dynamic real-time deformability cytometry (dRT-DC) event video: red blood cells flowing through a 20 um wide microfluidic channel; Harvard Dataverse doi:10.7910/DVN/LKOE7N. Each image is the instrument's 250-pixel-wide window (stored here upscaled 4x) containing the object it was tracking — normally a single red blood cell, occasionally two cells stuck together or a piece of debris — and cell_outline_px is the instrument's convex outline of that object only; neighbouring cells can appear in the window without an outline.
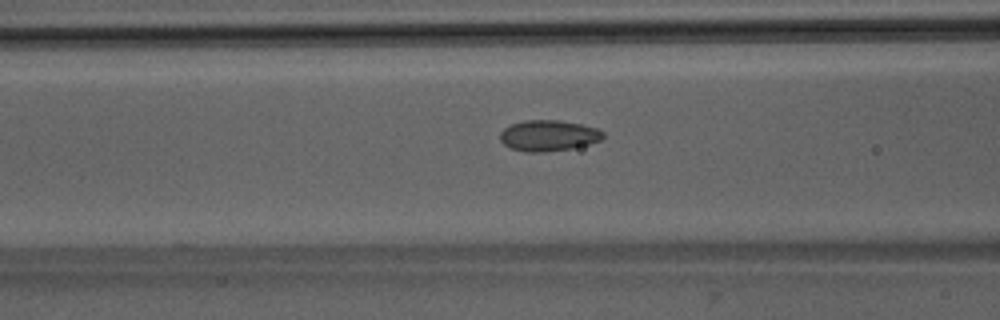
{"species": "Egyptian fruit bat (a non-hibernating species)", "species_latin": "Rousettus aegyptiacus", "temperature_condition": "room temperature", "stored_images_in_passage": 47, "camera_frame_rate_fps": 3000, "um_per_image_px": 0.085, "animal": {"sex": "male"}, "frame": {"image": 1, "passage_image": 16, "time_ms": 5.0, "image_size_px": [1000, 320], "cell_outline_px": [[604, 136], [600, 140], [588, 144], [572, 148], [544, 152], [524, 152], [508, 148], [500, 140], [500, 132], [504, 128], [512, 124], [524, 120], [560, 120], [580, 124], [596, 128], [604, 132]], "centroid_in_image_um": [46.58, 11.53], "position_along_channel_um": 120.0, "area_um2": 18.61}}
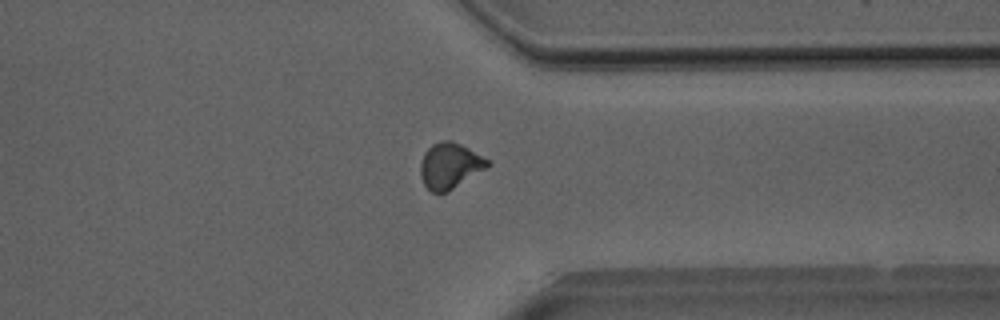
{"frame": {"image": 2, "passage_image": 35, "time_ms": 11.333, "image_size_px": [1000, 320], "cell_outline_px": [[492, 164], [448, 192], [432, 192], [424, 184], [420, 172], [420, 164], [424, 152], [432, 144], [444, 140], [452, 140], [468, 148], [488, 160]], "centroid_in_image_um": [38.22, 14.08], "position_along_channel_um": 373.2, "area_um2": 17.69}}
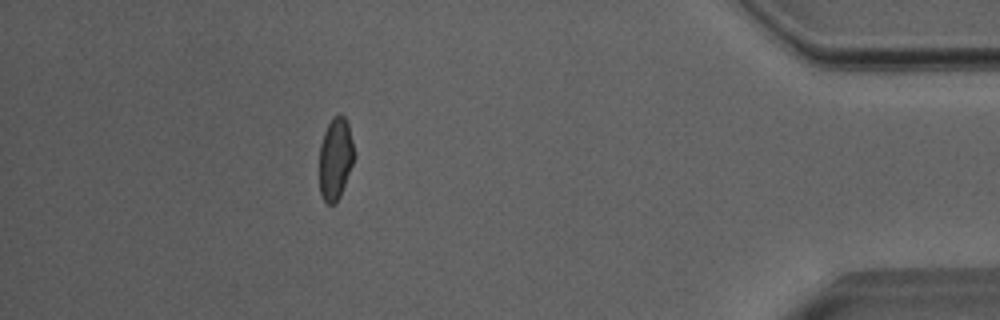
{"frame": {"image": 3, "passage_image": 41, "time_ms": 13.333, "image_size_px": [1000, 320], "cell_outline_px": [[356, 156], [340, 196], [336, 204], [328, 204], [324, 200], [320, 192], [320, 144], [324, 132], [332, 116], [340, 112], [344, 116], [348, 124]], "centroid_in_image_um": [28.53, 13.46], "position_along_channel_um": 406.7, "area_um2": 16.82}, "authors_computed_cell_mechanics": {"area_um2": 17.5134, "velocity_mm_per_s": 4.0301, "shape_relaxation_time_tau1_ms": null, "shape_relaxation_time_tau2_ms": 1.5043, "deformation_change_tau1": null, "deformation_change_tau2": 0.067}}